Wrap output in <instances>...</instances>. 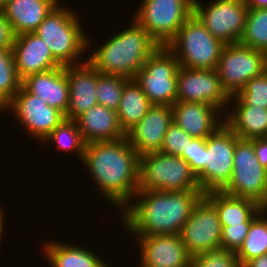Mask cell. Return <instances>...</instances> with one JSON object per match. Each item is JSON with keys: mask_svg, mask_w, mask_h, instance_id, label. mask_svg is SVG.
<instances>
[{"mask_svg": "<svg viewBox=\"0 0 267 267\" xmlns=\"http://www.w3.org/2000/svg\"><path fill=\"white\" fill-rule=\"evenodd\" d=\"M82 163L104 198L122 211L138 191L140 156L127 138L86 144Z\"/></svg>", "mask_w": 267, "mask_h": 267, "instance_id": "1", "label": "cell"}, {"mask_svg": "<svg viewBox=\"0 0 267 267\" xmlns=\"http://www.w3.org/2000/svg\"><path fill=\"white\" fill-rule=\"evenodd\" d=\"M203 196L201 190L137 192L133 197L136 202L122 210L121 221L128 233L136 237L180 234Z\"/></svg>", "mask_w": 267, "mask_h": 267, "instance_id": "2", "label": "cell"}, {"mask_svg": "<svg viewBox=\"0 0 267 267\" xmlns=\"http://www.w3.org/2000/svg\"><path fill=\"white\" fill-rule=\"evenodd\" d=\"M134 20V21H133ZM131 26L111 36L88 56V62L101 74L134 79L159 43L135 20Z\"/></svg>", "mask_w": 267, "mask_h": 267, "instance_id": "3", "label": "cell"}, {"mask_svg": "<svg viewBox=\"0 0 267 267\" xmlns=\"http://www.w3.org/2000/svg\"><path fill=\"white\" fill-rule=\"evenodd\" d=\"M72 11L70 8L62 7L59 3L34 32L44 40L53 57L62 66L85 63L87 60L76 61L81 60L79 57L91 46L89 36L84 33L77 13Z\"/></svg>", "mask_w": 267, "mask_h": 267, "instance_id": "4", "label": "cell"}, {"mask_svg": "<svg viewBox=\"0 0 267 267\" xmlns=\"http://www.w3.org/2000/svg\"><path fill=\"white\" fill-rule=\"evenodd\" d=\"M201 190L196 174L180 156L153 152L140 156L137 192Z\"/></svg>", "mask_w": 267, "mask_h": 267, "instance_id": "5", "label": "cell"}, {"mask_svg": "<svg viewBox=\"0 0 267 267\" xmlns=\"http://www.w3.org/2000/svg\"><path fill=\"white\" fill-rule=\"evenodd\" d=\"M224 45L192 15L166 46L182 67L216 69Z\"/></svg>", "mask_w": 267, "mask_h": 267, "instance_id": "6", "label": "cell"}, {"mask_svg": "<svg viewBox=\"0 0 267 267\" xmlns=\"http://www.w3.org/2000/svg\"><path fill=\"white\" fill-rule=\"evenodd\" d=\"M180 65L167 46H159L146 60L134 80L152 105L172 106L177 101V73Z\"/></svg>", "mask_w": 267, "mask_h": 267, "instance_id": "7", "label": "cell"}, {"mask_svg": "<svg viewBox=\"0 0 267 267\" xmlns=\"http://www.w3.org/2000/svg\"><path fill=\"white\" fill-rule=\"evenodd\" d=\"M194 0H143L135 19L158 43L166 46L193 15Z\"/></svg>", "mask_w": 267, "mask_h": 267, "instance_id": "8", "label": "cell"}, {"mask_svg": "<svg viewBox=\"0 0 267 267\" xmlns=\"http://www.w3.org/2000/svg\"><path fill=\"white\" fill-rule=\"evenodd\" d=\"M267 70V54L241 43L224 45L216 67L229 97L237 95L253 77Z\"/></svg>", "mask_w": 267, "mask_h": 267, "instance_id": "9", "label": "cell"}, {"mask_svg": "<svg viewBox=\"0 0 267 267\" xmlns=\"http://www.w3.org/2000/svg\"><path fill=\"white\" fill-rule=\"evenodd\" d=\"M224 193L235 197H243L256 201L259 205L267 194V169L256 156L254 139H237L233 171Z\"/></svg>", "mask_w": 267, "mask_h": 267, "instance_id": "10", "label": "cell"}, {"mask_svg": "<svg viewBox=\"0 0 267 267\" xmlns=\"http://www.w3.org/2000/svg\"><path fill=\"white\" fill-rule=\"evenodd\" d=\"M238 136L224 123L205 141V169L197 176L201 191H223L233 171Z\"/></svg>", "mask_w": 267, "mask_h": 267, "instance_id": "11", "label": "cell"}, {"mask_svg": "<svg viewBox=\"0 0 267 267\" xmlns=\"http://www.w3.org/2000/svg\"><path fill=\"white\" fill-rule=\"evenodd\" d=\"M193 2V15L225 45L238 43L243 35L248 7L245 0H214L208 7Z\"/></svg>", "mask_w": 267, "mask_h": 267, "instance_id": "12", "label": "cell"}, {"mask_svg": "<svg viewBox=\"0 0 267 267\" xmlns=\"http://www.w3.org/2000/svg\"><path fill=\"white\" fill-rule=\"evenodd\" d=\"M4 109H9L25 127L24 131L41 143L66 118L61 111L48 106L23 86L1 111Z\"/></svg>", "mask_w": 267, "mask_h": 267, "instance_id": "13", "label": "cell"}, {"mask_svg": "<svg viewBox=\"0 0 267 267\" xmlns=\"http://www.w3.org/2000/svg\"><path fill=\"white\" fill-rule=\"evenodd\" d=\"M222 226L215 206L203 196L180 232L191 257L221 246Z\"/></svg>", "mask_w": 267, "mask_h": 267, "instance_id": "14", "label": "cell"}, {"mask_svg": "<svg viewBox=\"0 0 267 267\" xmlns=\"http://www.w3.org/2000/svg\"><path fill=\"white\" fill-rule=\"evenodd\" d=\"M230 97L223 90L216 69H189L180 66L177 73V101L206 103L226 110ZM225 108V109H223Z\"/></svg>", "mask_w": 267, "mask_h": 267, "instance_id": "15", "label": "cell"}, {"mask_svg": "<svg viewBox=\"0 0 267 267\" xmlns=\"http://www.w3.org/2000/svg\"><path fill=\"white\" fill-rule=\"evenodd\" d=\"M135 238L142 253L139 266L190 267L192 257L187 252L180 234Z\"/></svg>", "mask_w": 267, "mask_h": 267, "instance_id": "16", "label": "cell"}, {"mask_svg": "<svg viewBox=\"0 0 267 267\" xmlns=\"http://www.w3.org/2000/svg\"><path fill=\"white\" fill-rule=\"evenodd\" d=\"M172 122V106L151 105L141 121L126 133V138L139 156L160 152L164 135Z\"/></svg>", "mask_w": 267, "mask_h": 267, "instance_id": "17", "label": "cell"}, {"mask_svg": "<svg viewBox=\"0 0 267 267\" xmlns=\"http://www.w3.org/2000/svg\"><path fill=\"white\" fill-rule=\"evenodd\" d=\"M16 71L21 80L62 65L53 57L48 45L37 34L17 35L12 47Z\"/></svg>", "mask_w": 267, "mask_h": 267, "instance_id": "18", "label": "cell"}, {"mask_svg": "<svg viewBox=\"0 0 267 267\" xmlns=\"http://www.w3.org/2000/svg\"><path fill=\"white\" fill-rule=\"evenodd\" d=\"M100 74L88 61L80 66H66L70 93L66 119L76 120L86 110L98 104L96 87Z\"/></svg>", "mask_w": 267, "mask_h": 267, "instance_id": "19", "label": "cell"}, {"mask_svg": "<svg viewBox=\"0 0 267 267\" xmlns=\"http://www.w3.org/2000/svg\"><path fill=\"white\" fill-rule=\"evenodd\" d=\"M172 110L173 121L192 138L206 139L225 123L221 110L206 103L176 101Z\"/></svg>", "mask_w": 267, "mask_h": 267, "instance_id": "20", "label": "cell"}, {"mask_svg": "<svg viewBox=\"0 0 267 267\" xmlns=\"http://www.w3.org/2000/svg\"><path fill=\"white\" fill-rule=\"evenodd\" d=\"M22 86L66 117L70 97L66 66L29 75L22 80Z\"/></svg>", "mask_w": 267, "mask_h": 267, "instance_id": "21", "label": "cell"}, {"mask_svg": "<svg viewBox=\"0 0 267 267\" xmlns=\"http://www.w3.org/2000/svg\"><path fill=\"white\" fill-rule=\"evenodd\" d=\"M86 144L115 141L126 137L115 110L96 104L76 119Z\"/></svg>", "mask_w": 267, "mask_h": 267, "instance_id": "22", "label": "cell"}, {"mask_svg": "<svg viewBox=\"0 0 267 267\" xmlns=\"http://www.w3.org/2000/svg\"><path fill=\"white\" fill-rule=\"evenodd\" d=\"M60 0H11L0 11L15 35L33 33Z\"/></svg>", "mask_w": 267, "mask_h": 267, "instance_id": "23", "label": "cell"}, {"mask_svg": "<svg viewBox=\"0 0 267 267\" xmlns=\"http://www.w3.org/2000/svg\"><path fill=\"white\" fill-rule=\"evenodd\" d=\"M215 206L221 226L251 223L261 212L260 205L251 199L228 195L223 191L204 194Z\"/></svg>", "mask_w": 267, "mask_h": 267, "instance_id": "24", "label": "cell"}, {"mask_svg": "<svg viewBox=\"0 0 267 267\" xmlns=\"http://www.w3.org/2000/svg\"><path fill=\"white\" fill-rule=\"evenodd\" d=\"M43 247V255L51 267H108L97 254L78 245L49 240Z\"/></svg>", "mask_w": 267, "mask_h": 267, "instance_id": "25", "label": "cell"}, {"mask_svg": "<svg viewBox=\"0 0 267 267\" xmlns=\"http://www.w3.org/2000/svg\"><path fill=\"white\" fill-rule=\"evenodd\" d=\"M235 109L223 116L225 124L239 139L267 137V109L254 106H232Z\"/></svg>", "mask_w": 267, "mask_h": 267, "instance_id": "26", "label": "cell"}, {"mask_svg": "<svg viewBox=\"0 0 267 267\" xmlns=\"http://www.w3.org/2000/svg\"><path fill=\"white\" fill-rule=\"evenodd\" d=\"M151 105L141 86L134 79H128L116 110L120 127L125 134L141 121Z\"/></svg>", "mask_w": 267, "mask_h": 267, "instance_id": "27", "label": "cell"}, {"mask_svg": "<svg viewBox=\"0 0 267 267\" xmlns=\"http://www.w3.org/2000/svg\"><path fill=\"white\" fill-rule=\"evenodd\" d=\"M267 253V218L260 212L251 222L249 231L235 253L240 267L248 261Z\"/></svg>", "mask_w": 267, "mask_h": 267, "instance_id": "28", "label": "cell"}, {"mask_svg": "<svg viewBox=\"0 0 267 267\" xmlns=\"http://www.w3.org/2000/svg\"><path fill=\"white\" fill-rule=\"evenodd\" d=\"M54 142L59 150L77 153L79 159L83 160L86 142L80 132L76 120L64 119L43 141L45 143Z\"/></svg>", "mask_w": 267, "mask_h": 267, "instance_id": "29", "label": "cell"}, {"mask_svg": "<svg viewBox=\"0 0 267 267\" xmlns=\"http://www.w3.org/2000/svg\"><path fill=\"white\" fill-rule=\"evenodd\" d=\"M22 80L16 71L12 49H0V110L18 93Z\"/></svg>", "mask_w": 267, "mask_h": 267, "instance_id": "30", "label": "cell"}, {"mask_svg": "<svg viewBox=\"0 0 267 267\" xmlns=\"http://www.w3.org/2000/svg\"><path fill=\"white\" fill-rule=\"evenodd\" d=\"M239 43L267 54V9H250Z\"/></svg>", "mask_w": 267, "mask_h": 267, "instance_id": "31", "label": "cell"}, {"mask_svg": "<svg viewBox=\"0 0 267 267\" xmlns=\"http://www.w3.org/2000/svg\"><path fill=\"white\" fill-rule=\"evenodd\" d=\"M231 102H234V105ZM231 104L232 106H254L267 109V70L260 76L249 80L237 95L231 96L228 106Z\"/></svg>", "mask_w": 267, "mask_h": 267, "instance_id": "32", "label": "cell"}, {"mask_svg": "<svg viewBox=\"0 0 267 267\" xmlns=\"http://www.w3.org/2000/svg\"><path fill=\"white\" fill-rule=\"evenodd\" d=\"M123 76L100 74L97 79L96 99L98 104L117 110L123 95L125 82Z\"/></svg>", "mask_w": 267, "mask_h": 267, "instance_id": "33", "label": "cell"}, {"mask_svg": "<svg viewBox=\"0 0 267 267\" xmlns=\"http://www.w3.org/2000/svg\"><path fill=\"white\" fill-rule=\"evenodd\" d=\"M190 267H240L236 254L220 246L191 258Z\"/></svg>", "mask_w": 267, "mask_h": 267, "instance_id": "34", "label": "cell"}, {"mask_svg": "<svg viewBox=\"0 0 267 267\" xmlns=\"http://www.w3.org/2000/svg\"><path fill=\"white\" fill-rule=\"evenodd\" d=\"M190 138L191 136L173 121L164 135L160 152L166 155L181 156L186 150Z\"/></svg>", "mask_w": 267, "mask_h": 267, "instance_id": "35", "label": "cell"}, {"mask_svg": "<svg viewBox=\"0 0 267 267\" xmlns=\"http://www.w3.org/2000/svg\"><path fill=\"white\" fill-rule=\"evenodd\" d=\"M205 141L206 139L191 137L186 150L180 156L189 163L196 176L205 169Z\"/></svg>", "mask_w": 267, "mask_h": 267, "instance_id": "36", "label": "cell"}, {"mask_svg": "<svg viewBox=\"0 0 267 267\" xmlns=\"http://www.w3.org/2000/svg\"><path fill=\"white\" fill-rule=\"evenodd\" d=\"M251 223L222 226L221 246L236 253L249 231Z\"/></svg>", "mask_w": 267, "mask_h": 267, "instance_id": "37", "label": "cell"}, {"mask_svg": "<svg viewBox=\"0 0 267 267\" xmlns=\"http://www.w3.org/2000/svg\"><path fill=\"white\" fill-rule=\"evenodd\" d=\"M15 37L10 22L0 11V49H12Z\"/></svg>", "mask_w": 267, "mask_h": 267, "instance_id": "38", "label": "cell"}, {"mask_svg": "<svg viewBox=\"0 0 267 267\" xmlns=\"http://www.w3.org/2000/svg\"><path fill=\"white\" fill-rule=\"evenodd\" d=\"M254 149L259 163L267 169V137L254 139Z\"/></svg>", "mask_w": 267, "mask_h": 267, "instance_id": "39", "label": "cell"}, {"mask_svg": "<svg viewBox=\"0 0 267 267\" xmlns=\"http://www.w3.org/2000/svg\"><path fill=\"white\" fill-rule=\"evenodd\" d=\"M243 267H267V253L248 261Z\"/></svg>", "mask_w": 267, "mask_h": 267, "instance_id": "40", "label": "cell"}, {"mask_svg": "<svg viewBox=\"0 0 267 267\" xmlns=\"http://www.w3.org/2000/svg\"><path fill=\"white\" fill-rule=\"evenodd\" d=\"M250 9H267V0H245Z\"/></svg>", "mask_w": 267, "mask_h": 267, "instance_id": "41", "label": "cell"}, {"mask_svg": "<svg viewBox=\"0 0 267 267\" xmlns=\"http://www.w3.org/2000/svg\"><path fill=\"white\" fill-rule=\"evenodd\" d=\"M3 208H0V242L2 239V235H3V230H4V213H3Z\"/></svg>", "mask_w": 267, "mask_h": 267, "instance_id": "42", "label": "cell"}, {"mask_svg": "<svg viewBox=\"0 0 267 267\" xmlns=\"http://www.w3.org/2000/svg\"><path fill=\"white\" fill-rule=\"evenodd\" d=\"M260 210L262 213H264L266 215V212H267V194H266L265 200L260 204Z\"/></svg>", "mask_w": 267, "mask_h": 267, "instance_id": "43", "label": "cell"}, {"mask_svg": "<svg viewBox=\"0 0 267 267\" xmlns=\"http://www.w3.org/2000/svg\"><path fill=\"white\" fill-rule=\"evenodd\" d=\"M11 0H0V9L3 8Z\"/></svg>", "mask_w": 267, "mask_h": 267, "instance_id": "44", "label": "cell"}, {"mask_svg": "<svg viewBox=\"0 0 267 267\" xmlns=\"http://www.w3.org/2000/svg\"><path fill=\"white\" fill-rule=\"evenodd\" d=\"M139 267H155V266H139Z\"/></svg>", "mask_w": 267, "mask_h": 267, "instance_id": "45", "label": "cell"}]
</instances>
